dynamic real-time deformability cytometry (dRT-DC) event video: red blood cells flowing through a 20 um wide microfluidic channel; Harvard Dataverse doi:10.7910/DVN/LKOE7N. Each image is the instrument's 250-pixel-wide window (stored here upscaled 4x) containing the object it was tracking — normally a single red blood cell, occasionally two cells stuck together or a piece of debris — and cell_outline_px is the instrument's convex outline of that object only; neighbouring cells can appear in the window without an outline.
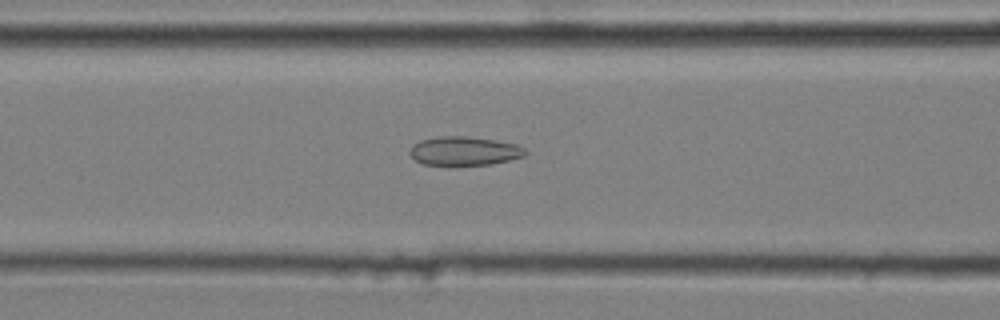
{"species": "common noctule bat (a hibernating species)", "species_latin": "Nyctalus noctula", "temperature_condition": "cold", "stored_images_in_passage": 43, "camera_frame_rate_fps": 3000, "um_per_image_px": 0.085, "animal": {"sex": "male", "body_mass_g": 20.4}, "frame": {"image": 1, "passage_image": 14, "time_ms": 4.333, "image_size_px": [1000, 320], "cell_outline_px": [[528, 152], [524, 156], [492, 164], [452, 168], [424, 164], [416, 160], [408, 152], [412, 144], [420, 140], [440, 136], [468, 136], [496, 140], [516, 144], [524, 148]], "centroid_in_image_um": [39.43, 12.87], "position_along_channel_um": 127.2, "area_um2": 20.23}}
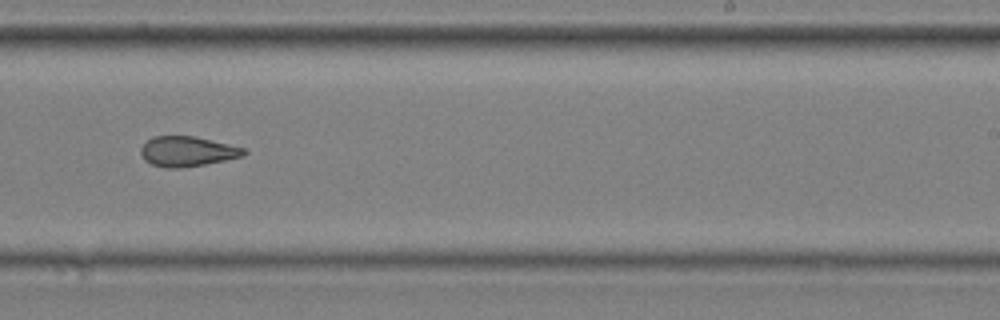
{"frame": {"image": 2, "passage_image": 26, "time_ms": 8.333, "image_size_px": [1000, 320], "cell_outline_px": [[248, 152], [244, 156], [204, 164], [176, 168], [164, 168], [152, 164], [144, 160], [140, 152], [140, 148], [152, 136], [192, 136], [244, 148]], "centroid_in_image_um": [15.89, 12.87], "position_along_channel_um": 273.1, "area_um2": 17.8}}
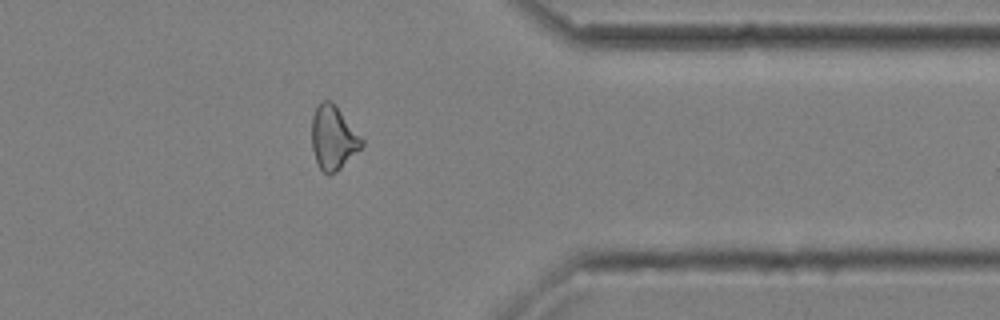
{"frame": {"image": 3, "passage_image": 36, "time_ms": 11.667, "image_size_px": [1000, 320], "cell_outline_px": [[364, 144], [336, 172], [328, 176], [320, 168], [316, 160], [312, 148], [312, 116], [320, 100], [332, 100], [364, 140]], "centroid_in_image_um": [28.31, 11.68], "position_along_channel_um": 383.1, "area_um2": 18.5}, "authors_computed_cell_mechanics": {"area_um2": 18.7272, "velocity_mm_per_s": 3.6589, "shape_relaxation_time_tau1_ms": null, "shape_relaxation_time_tau2_ms": 2.5621, "deformation_change_tau1": null, "deformation_change_tau2": 0.1037}}